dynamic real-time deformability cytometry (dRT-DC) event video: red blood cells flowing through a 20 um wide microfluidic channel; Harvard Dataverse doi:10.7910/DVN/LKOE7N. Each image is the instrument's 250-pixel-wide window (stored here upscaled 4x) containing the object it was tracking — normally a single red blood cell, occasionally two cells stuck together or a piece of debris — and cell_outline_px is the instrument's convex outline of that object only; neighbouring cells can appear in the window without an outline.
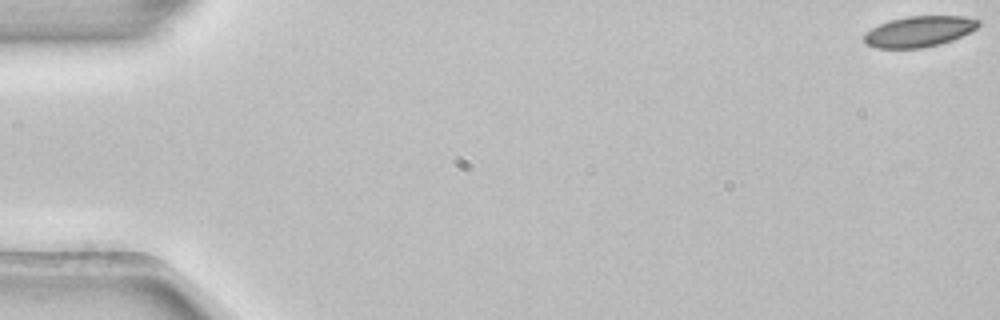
{"species": "common noctule bat (a hibernating species)", "species_latin": "Nyctalus noctula", "temperature_condition": "room temperature", "stored_images_in_passage": 14, "camera_frame_rate_fps": 3000, "um_per_image_px": 0.085, "animal": {"sex": "female", "body_mass_g": 22.7, "forearm_length_mm": 54.2}, "frame": {"image": 1, "passage_image": 1, "time_ms": 0.0, "image_size_px": [1000, 320], "cell_outline_px": [[980, 24], [976, 28], [952, 40], [940, 44], [920, 48], [876, 48], [868, 44], [864, 40], [864, 32], [888, 20], [908, 16], [964, 16], [980, 20]], "centroid_in_image_um": [78.11, 2.67], "position_along_channel_um": 6.9, "area_um2": 20.4}}
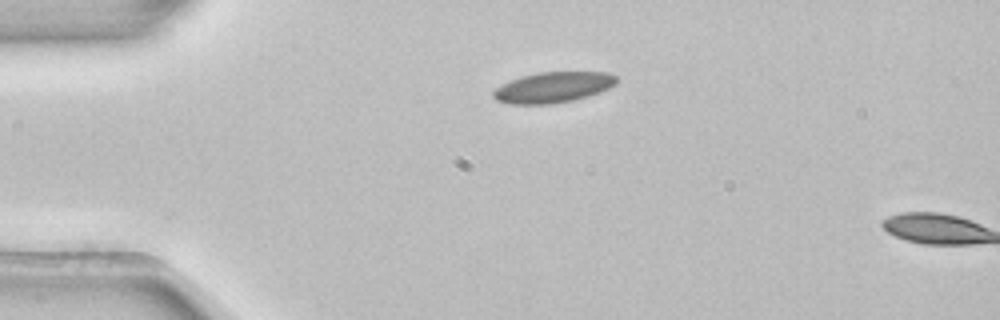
{"frame": {"image": 2, "passage_image": 13, "time_ms": 4.0, "image_size_px": [1000, 320], "cell_outline_px": [[616, 84], [608, 88], [588, 96], [572, 100], [552, 104], [508, 104], [496, 100], [492, 96], [492, 92], [500, 84], [520, 76], [540, 72], [608, 72], [616, 76]], "centroid_in_image_um": [46.96, 7.42], "position_along_channel_um": 38.0, "area_um2": 22.08}}